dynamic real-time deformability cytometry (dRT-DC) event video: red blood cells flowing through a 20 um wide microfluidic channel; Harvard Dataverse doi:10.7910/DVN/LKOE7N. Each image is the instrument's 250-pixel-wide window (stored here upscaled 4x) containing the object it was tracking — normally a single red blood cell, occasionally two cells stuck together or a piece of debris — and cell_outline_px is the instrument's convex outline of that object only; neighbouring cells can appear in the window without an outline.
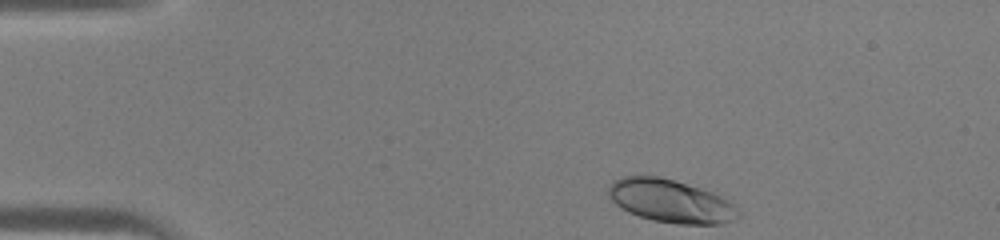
{"species": "human", "species_latin": "Homo sapiens", "temperature_condition": "warm", "stored_images_in_passage": 35, "camera_frame_rate_fps": 3000, "um_per_image_px": 0.085, "donor": {"sex": "male"}, "frame": {"image": 1, "passage_image": 1, "time_ms": 0.0, "image_size_px": [1000, 240], "cell_outline_px": [[740, 216], [724, 224], [676, 224], [652, 220], [628, 212], [620, 208], [608, 196], [608, 184], [612, 180], [624, 176], [644, 172], [660, 176], [700, 188], [712, 192], [728, 200], [740, 212]], "centroid_in_image_um": [56.94, 17.06], "position_along_channel_um": 28.1, "area_um2": 33.18}}
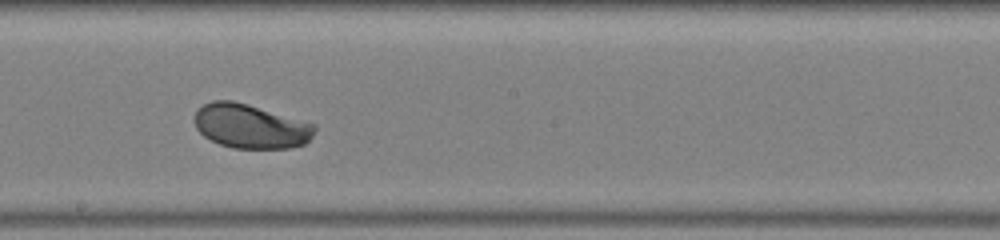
{"frame": {"image": 2, "passage_image": 19, "time_ms": 6.0, "image_size_px": [1000, 240], "cell_outline_px": [[316, 128], [312, 136], [304, 144], [292, 148], [232, 148], [220, 144], [204, 136], [196, 128], [196, 108], [212, 100], [232, 100], [248, 104], [316, 124]], "centroid_in_image_um": [21.31, 10.72], "position_along_channel_um": 226.9, "area_um2": 30.92}}
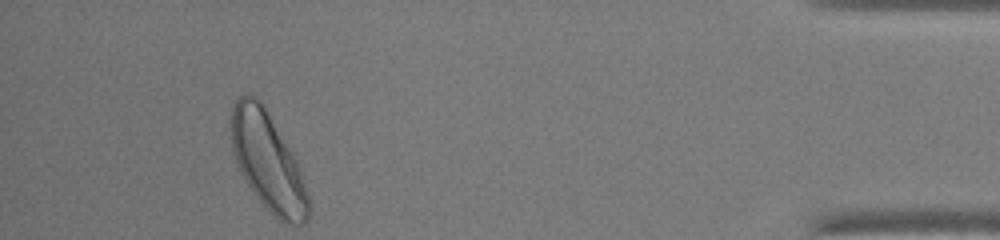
{"frame": {"image": 3, "passage_image": 35, "time_ms": 11.333, "image_size_px": [1000, 240], "cell_outline_px": [[312, 212], [308, 220], [304, 224], [288, 224], [280, 220], [256, 196], [248, 184], [236, 160], [232, 148], [232, 104], [240, 96], [248, 92], [256, 96], [264, 104], [292, 152], [300, 168], [312, 208]], "centroid_in_image_um": [22.81, 13.72], "position_along_channel_um": 412.4, "area_um2": 43.93}}